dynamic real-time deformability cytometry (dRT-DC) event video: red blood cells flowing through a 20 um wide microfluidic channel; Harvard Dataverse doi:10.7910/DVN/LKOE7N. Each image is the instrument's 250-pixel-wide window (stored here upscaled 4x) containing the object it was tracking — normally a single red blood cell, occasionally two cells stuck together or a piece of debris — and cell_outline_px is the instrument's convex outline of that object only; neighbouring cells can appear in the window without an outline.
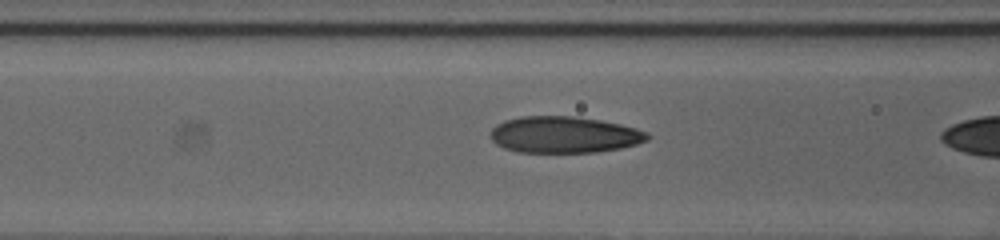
{"species": "human", "species_latin": "Homo sapiens", "temperature_condition": "cold", "stored_images_in_passage": 10, "camera_frame_rate_fps": 3000, "um_per_image_px": 0.085, "donor": {"sex": "female"}, "frame": {"image": 1, "passage_image": 9, "time_ms": 2.667, "image_size_px": [1000, 240], "cell_outline_px": [[652, 136], [648, 140], [636, 144], [620, 148], [596, 152], [520, 152], [504, 148], [496, 144], [492, 140], [488, 132], [496, 124], [504, 120], [520, 116], [576, 116], [600, 120], [620, 124], [636, 128], [648, 132]], "centroid_in_image_um": [47.94, 11.44], "position_along_channel_um": 118.7, "area_um2": 33.64}}